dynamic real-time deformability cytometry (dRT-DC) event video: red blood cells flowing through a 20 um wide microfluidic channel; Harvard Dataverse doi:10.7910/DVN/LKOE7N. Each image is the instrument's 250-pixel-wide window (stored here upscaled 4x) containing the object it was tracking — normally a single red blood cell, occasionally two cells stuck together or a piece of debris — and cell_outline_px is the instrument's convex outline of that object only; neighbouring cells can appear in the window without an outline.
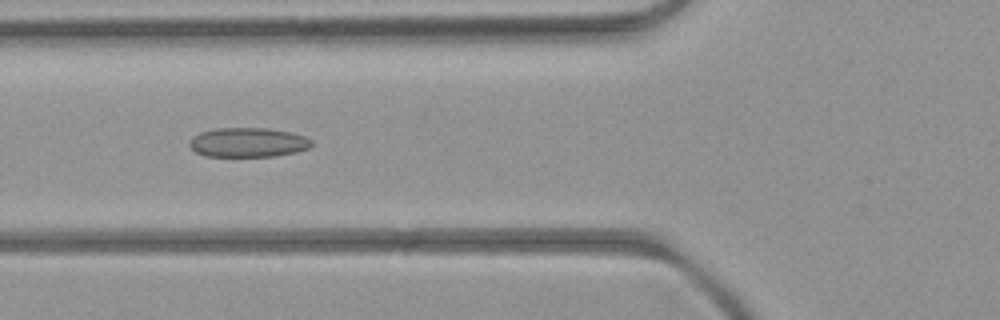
{"species": "common noctule bat (a hibernating species)", "species_latin": "Nyctalus noctula", "temperature_condition": "room temperature", "stored_images_in_passage": 8, "camera_frame_rate_fps": 3000, "um_per_image_px": 0.085, "animal": {"sex": "female", "body_mass_g": 21.9}, "frame": {"image": 1, "passage_image": 5, "time_ms": 4.667, "image_size_px": [1000, 320], "cell_outline_px": [[312, 148], [296, 152], [276, 156], [204, 156], [196, 152], [188, 144], [188, 140], [192, 136], [200, 132], [216, 128], [264, 128], [292, 132], [304, 136], [312, 140]], "centroid_in_image_um": [21.08, 12.1], "position_along_channel_um": 104.7, "area_um2": 21.15}}
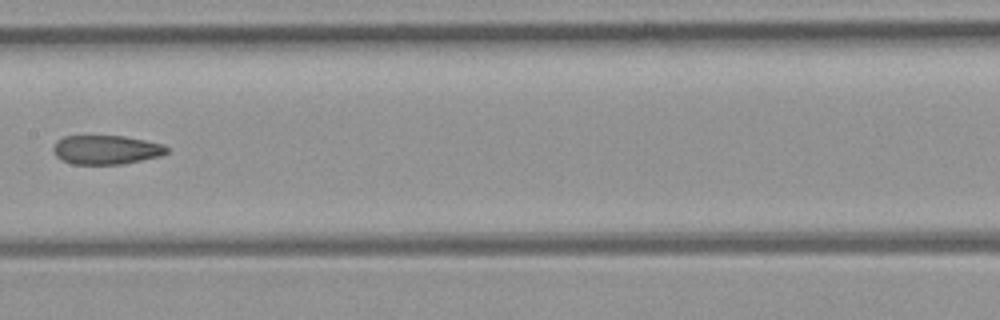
{"frame": {"image": 2, "passage_image": 7, "time_ms": 7.0, "image_size_px": [1000, 320], "cell_outline_px": [[168, 152], [160, 156], [124, 164], [72, 164], [60, 160], [52, 152], [52, 148], [56, 140], [64, 136], [124, 136], [164, 144], [168, 148]], "centroid_in_image_um": [8.99, 12.73], "position_along_channel_um": 198.4, "area_um2": 19.42}}
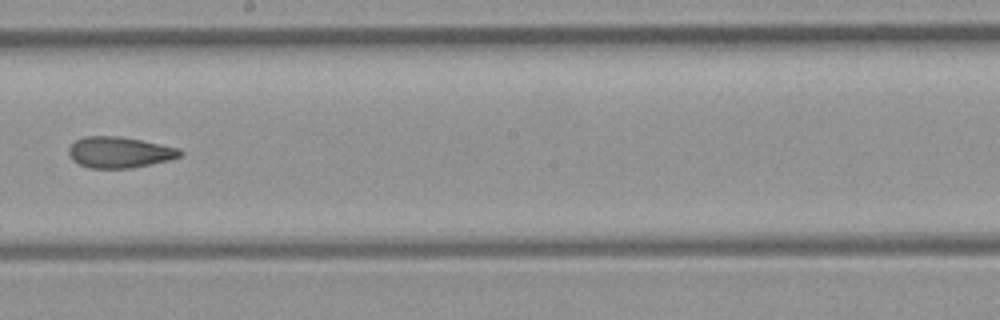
{"frame": {"image": 3, "passage_image": 8, "time_ms": 8.0, "image_size_px": [1000, 320], "cell_outline_px": [[184, 152], [180, 156], [172, 160], [132, 168], [88, 168], [72, 160], [68, 152], [68, 148], [76, 140], [84, 136], [120, 136], [180, 148]], "centroid_in_image_um": [10.17, 12.95], "position_along_channel_um": 238.0, "area_um2": 20.29}}